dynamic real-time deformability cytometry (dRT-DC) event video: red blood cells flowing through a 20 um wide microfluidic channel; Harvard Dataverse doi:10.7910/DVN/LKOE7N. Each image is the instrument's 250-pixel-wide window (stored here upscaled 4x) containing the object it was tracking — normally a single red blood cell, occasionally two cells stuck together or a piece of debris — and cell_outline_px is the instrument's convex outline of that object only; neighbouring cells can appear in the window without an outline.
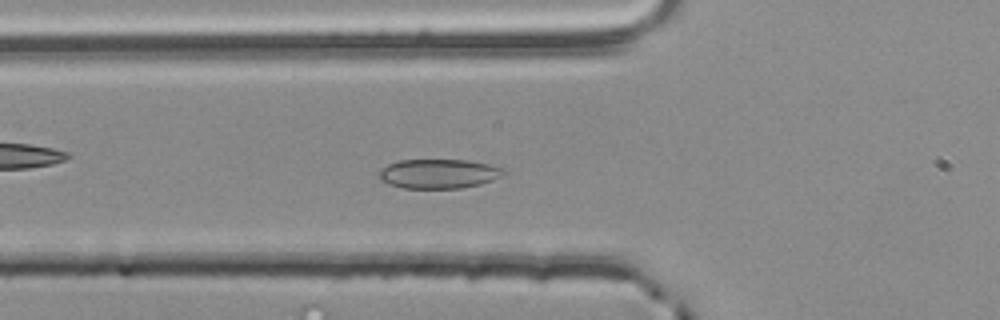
{"species": "common noctule bat (a hibernating species)", "species_latin": "Nyctalus noctula", "temperature_condition": "room temperature", "stored_images_in_passage": 55, "camera_frame_rate_fps": 3000, "um_per_image_px": 0.085, "animal": {"sex": "male", "body_mass_g": 20.4}, "frame": {"image": 1, "passage_image": 20, "time_ms": 6.333, "image_size_px": [1000, 320], "cell_outline_px": [[504, 172], [500, 176], [492, 180], [480, 184], [460, 188], [404, 188], [388, 184], [380, 180], [376, 176], [388, 164], [400, 160], [468, 160], [488, 164], [504, 168]], "centroid_in_image_um": [37.26, 14.77], "position_along_channel_um": 88.5, "area_um2": 21.21}}
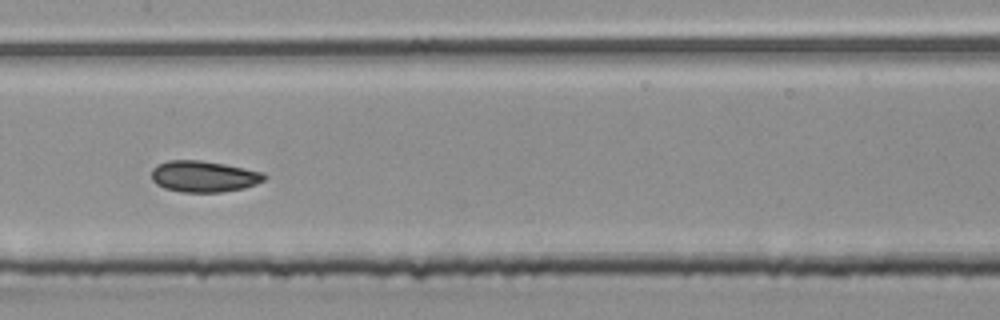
{"frame": {"image": 2, "passage_image": 28, "time_ms": 9.0, "image_size_px": [1000, 320], "cell_outline_px": [[268, 176], [264, 180], [256, 184], [244, 188], [224, 192], [180, 192], [164, 188], [156, 184], [152, 180], [152, 168], [156, 164], [168, 160], [200, 160], [224, 164], [264, 172]], "centroid_in_image_um": [17.32, 15.0], "position_along_channel_um": 190.1, "area_um2": 20.75}}
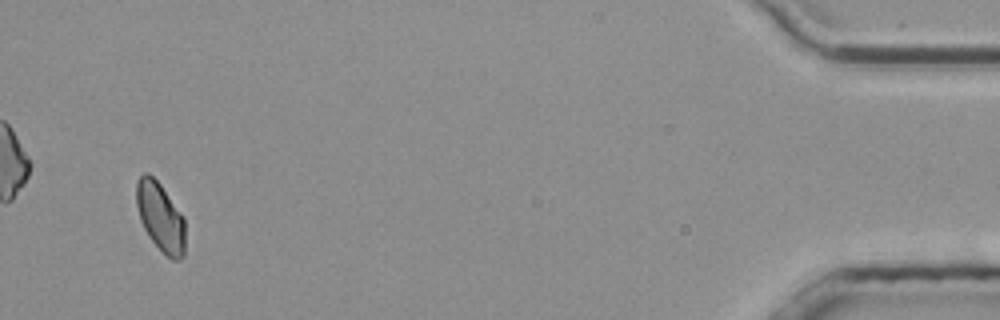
{"frame": {"image": 3, "passage_image": 53, "time_ms": 17.333, "image_size_px": [1000, 320], "cell_outline_px": [[184, 256], [180, 260], [172, 260], [148, 236], [140, 220], [136, 204], [136, 180], [144, 172], [148, 172], [160, 184], [184, 216]], "centroid_in_image_um": [13.62, 18.41], "position_along_channel_um": 421.6, "area_um2": 19.54}, "authors_computed_cell_mechanics": {"area_um2": 20.6346, "velocity_mm_per_s": 3.7897, "shape_relaxation_time_tau1_ms": 6.2468, "shape_relaxation_time_tau2_ms": 1.8769, "deformation_change_tau1": 0.1275, "deformation_change_tau2": 0.06}}